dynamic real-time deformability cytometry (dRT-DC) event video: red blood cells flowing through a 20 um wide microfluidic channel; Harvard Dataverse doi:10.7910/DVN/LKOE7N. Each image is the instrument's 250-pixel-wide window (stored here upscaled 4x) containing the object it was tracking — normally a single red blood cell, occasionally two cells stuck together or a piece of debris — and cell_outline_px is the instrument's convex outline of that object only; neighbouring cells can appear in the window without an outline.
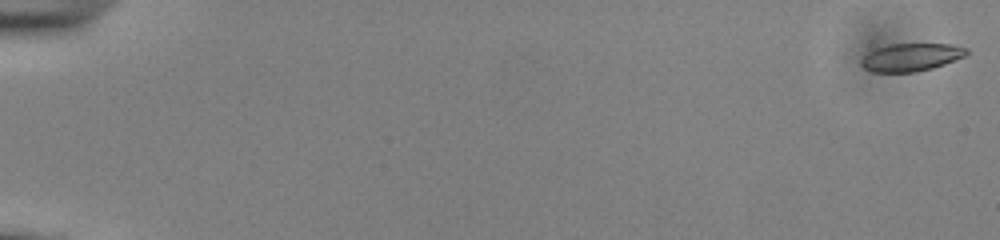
{"species": "common noctule bat (a hibernating species)", "species_latin": "Nyctalus noctula", "temperature_condition": "cold", "stored_images_in_passage": 55, "camera_frame_rate_fps": 3000, "um_per_image_px": 0.085, "animal": {"sex": "male", "body_mass_g": 13.0, "forearm_length_mm": 53.1}, "frame": {"image": 1, "passage_image": 1, "time_ms": 0.0, "image_size_px": [1000, 240], "cell_outline_px": [[968, 52], [964, 56], [944, 64], [932, 68], [916, 72], [872, 72], [864, 68], [860, 64], [860, 60], [868, 52], [876, 48], [888, 44], [952, 44], [968, 48]], "centroid_in_image_um": [77.42, 4.86], "position_along_channel_um": 7.6, "area_um2": 17.11}}
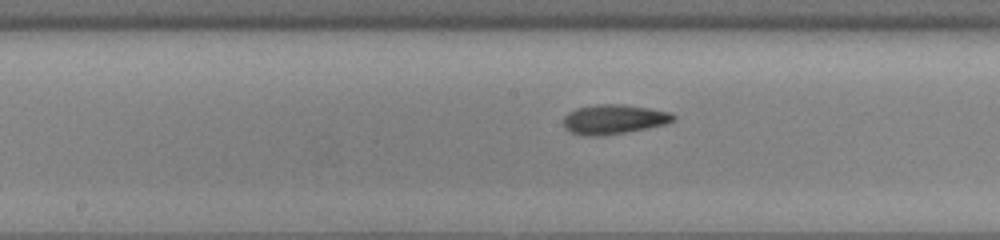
{"frame": {"image": 2, "passage_image": 30, "time_ms": 9.667, "image_size_px": [1000, 240], "cell_outline_px": [[676, 120], [664, 124], [648, 128], [600, 136], [584, 136], [572, 132], [564, 128], [564, 116], [568, 112], [576, 108], [596, 104], [620, 104], [648, 108], [668, 112], [676, 116]], "centroid_in_image_um": [52.15, 10.14], "position_along_channel_um": 196.1, "area_um2": 18.84}}
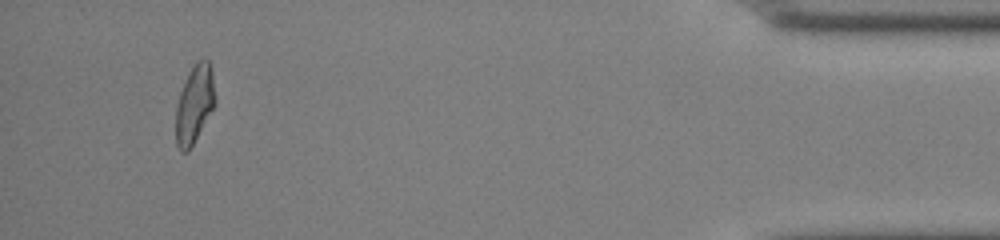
{"frame": {"image": 3, "passage_image": 52, "time_ms": 17.0, "image_size_px": [1000, 240], "cell_outline_px": [[216, 104], [188, 152], [180, 152], [176, 144], [176, 108], [180, 92], [184, 80], [188, 72], [196, 60], [208, 60], [212, 68], [216, 96]], "centroid_in_image_um": [16.54, 8.83], "position_along_channel_um": 418.7, "area_um2": 18.15}, "authors_computed_cell_mechanics": {"area_um2": 17.9758, "velocity_mm_per_s": 3.8874, "shape_relaxation_time_tau1_ms": 3.5893, "shape_relaxation_time_tau2_ms": 1.5439, "deformation_change_tau1": 0.1481, "deformation_change_tau2": 0.0691}}